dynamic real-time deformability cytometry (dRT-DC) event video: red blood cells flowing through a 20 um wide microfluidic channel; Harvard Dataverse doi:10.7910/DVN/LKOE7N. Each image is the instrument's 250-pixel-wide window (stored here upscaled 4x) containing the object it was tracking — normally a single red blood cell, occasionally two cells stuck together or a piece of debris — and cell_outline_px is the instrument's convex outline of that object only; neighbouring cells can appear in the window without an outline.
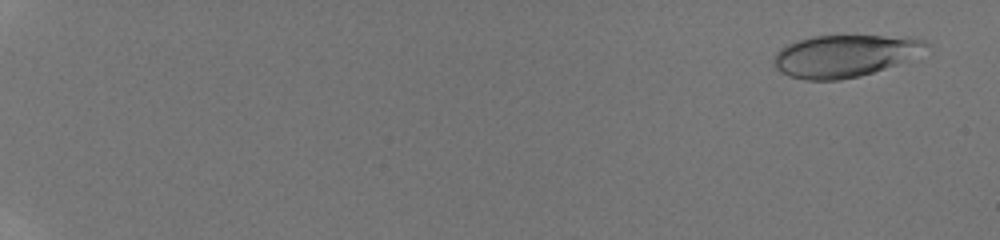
{"species": "human", "species_latin": "Homo sapiens", "temperature_condition": "room temperature", "stored_images_in_passage": 52, "camera_frame_rate_fps": 3000, "um_per_image_px": 0.085, "donor": {"sex": "male"}, "frame": {"image": 1, "passage_image": 3, "time_ms": 0.667, "image_size_px": [1000, 240], "cell_outline_px": [[928, 44], [904, 60], [884, 68], [860, 76], [840, 80], [804, 80], [788, 76], [780, 72], [776, 68], [776, 52], [780, 48], [796, 40], [812, 36], [908, 36], [924, 40]], "centroid_in_image_um": [71.69, 4.74], "position_along_channel_um": 13.3, "area_um2": 36.65}}
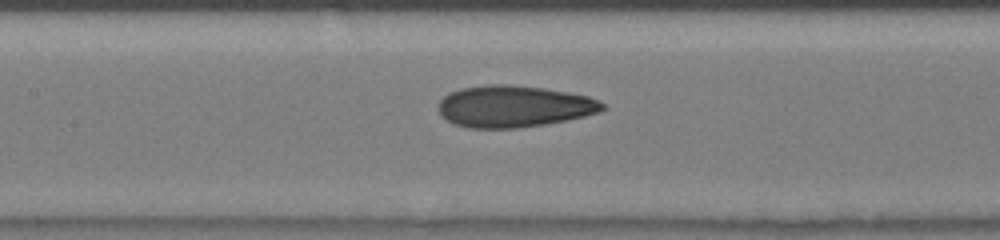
{"frame": {"image": 2, "passage_image": 29, "time_ms": 9.333, "image_size_px": [1000, 240], "cell_outline_px": [[608, 108], [600, 112], [568, 120], [544, 124], [516, 128], [472, 128], [452, 124], [440, 116], [440, 100], [448, 92], [460, 88], [488, 84], [508, 84], [544, 88], [568, 92], [588, 96], [600, 100], [608, 104]], "centroid_in_image_um": [43.71, 9.04], "position_along_channel_um": 163.7, "area_um2": 40.29}}
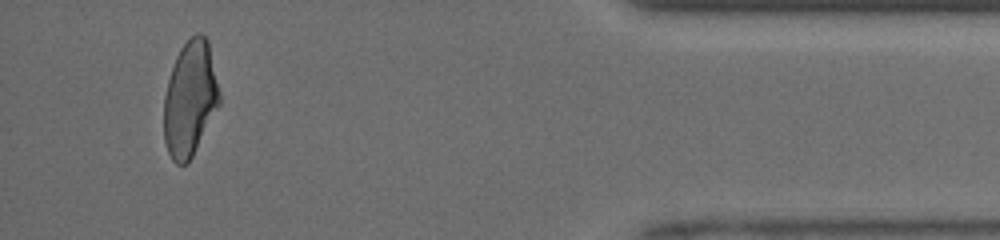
{"frame": {"image": 3, "passage_image": 50, "time_ms": 16.333, "image_size_px": [1000, 240], "cell_outline_px": [[220, 104], [188, 164], [176, 164], [172, 160], [168, 152], [164, 140], [164, 96], [168, 80], [176, 56], [180, 48], [196, 32], [200, 32], [208, 40], [220, 92]], "centroid_in_image_um": [16.15, 8.4], "position_along_channel_um": 419.0, "area_um2": 37.28}, "authors_computed_cell_mechanics": {"area_um2": 38.3214, "velocity_mm_per_s": 4.2632, "shape_relaxation_time_tau1_ms": 5.9926, "shape_relaxation_time_tau2_ms": 1.3361, "deformation_change_tau1": 0.2006, "deformation_change_tau2": 0.0891}}